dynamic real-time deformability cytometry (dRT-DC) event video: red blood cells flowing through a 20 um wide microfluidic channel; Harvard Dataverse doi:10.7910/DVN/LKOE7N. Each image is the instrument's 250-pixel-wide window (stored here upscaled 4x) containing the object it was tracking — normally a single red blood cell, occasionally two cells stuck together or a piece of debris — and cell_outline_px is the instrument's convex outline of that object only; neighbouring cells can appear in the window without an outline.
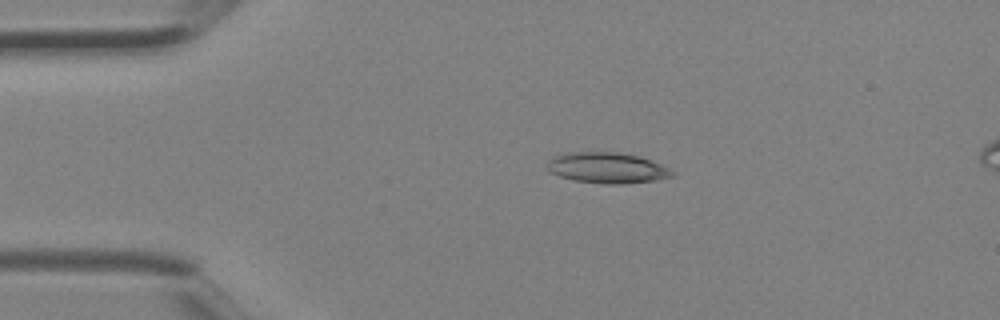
{"species": "Egyptian fruit bat (a non-hibernating species)", "species_latin": "Rousettus aegyptiacus", "temperature_condition": "room temperature", "stored_images_in_passage": 4, "camera_frame_rate_fps": 3000, "um_per_image_px": 0.085, "animal": {"sex": "female"}, "frame": {"image": 1, "passage_image": 2, "time_ms": 0.333, "image_size_px": [1000, 320], "cell_outline_px": [[676, 176], [656, 180], [624, 184], [604, 184], [576, 180], [560, 176], [548, 172], [548, 160], [556, 156], [568, 152], [624, 152], [640, 156], [652, 160], [676, 172]], "centroid_in_image_um": [51.67, 14.26], "position_along_channel_um": 33.3, "area_um2": 22.6}}